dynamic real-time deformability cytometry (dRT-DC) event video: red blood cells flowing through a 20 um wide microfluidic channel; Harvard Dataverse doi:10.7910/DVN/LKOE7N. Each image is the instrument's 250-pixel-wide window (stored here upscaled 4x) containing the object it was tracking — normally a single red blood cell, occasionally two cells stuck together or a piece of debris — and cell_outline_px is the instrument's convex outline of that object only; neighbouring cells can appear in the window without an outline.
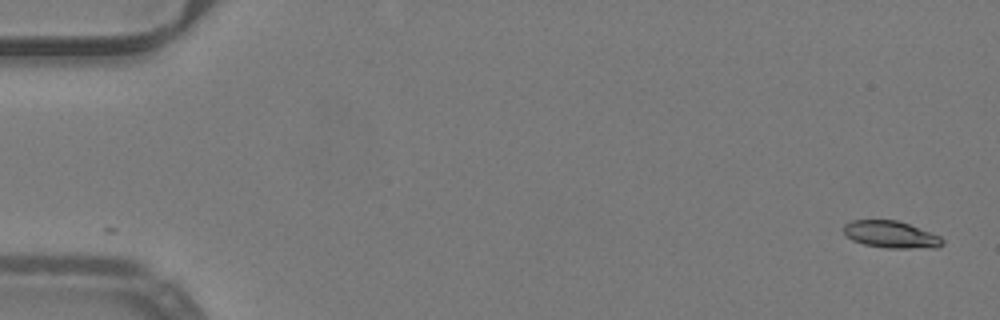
{"species": "common noctule bat (a hibernating species)", "species_latin": "Nyctalus noctula", "temperature_condition": "warm", "stored_images_in_passage": 8, "camera_frame_rate_fps": 3000, "um_per_image_px": 0.085, "animal": {"sex": "male", "body_mass_g": 19.2, "forearm_length_mm": 51.8}, "frame": {"image": 1, "passage_image": 1, "time_ms": 0.0, "image_size_px": [1000, 320], "cell_outline_px": [[944, 244], [936, 248], [888, 248], [864, 244], [852, 240], [844, 232], [844, 224], [852, 220], [896, 220], [908, 224], [940, 236], [944, 240]], "centroid_in_image_um": [75.74, 19.94], "position_along_channel_um": 9.3, "area_um2": 15.43}}